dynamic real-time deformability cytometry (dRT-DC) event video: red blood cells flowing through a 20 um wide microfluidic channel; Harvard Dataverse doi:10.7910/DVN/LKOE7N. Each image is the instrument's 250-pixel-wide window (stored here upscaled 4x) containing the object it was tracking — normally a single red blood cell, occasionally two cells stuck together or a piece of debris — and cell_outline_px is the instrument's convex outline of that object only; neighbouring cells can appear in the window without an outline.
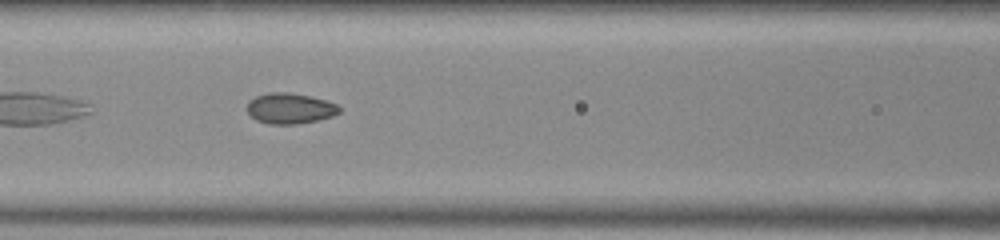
{"species": "common noctule bat (a hibernating species)", "species_latin": "Nyctalus noctula", "temperature_condition": "room temperature", "stored_images_in_passage": 16, "camera_frame_rate_fps": 3000, "um_per_image_px": 0.085, "animal": {"sex": "male", "body_mass_g": 20.0, "forearm_length_mm": 53.3}, "frame": {"image": 1, "passage_image": 7, "time_ms": 2.0, "image_size_px": [1000, 240], "cell_outline_px": [[340, 112], [332, 116], [316, 120], [296, 124], [268, 124], [256, 120], [248, 112], [248, 100], [256, 96], [268, 92], [288, 92], [308, 96], [324, 100], [336, 104], [340, 108]], "centroid_in_image_um": [24.62, 9.21], "position_along_channel_um": 142.0, "area_um2": 16.3}}
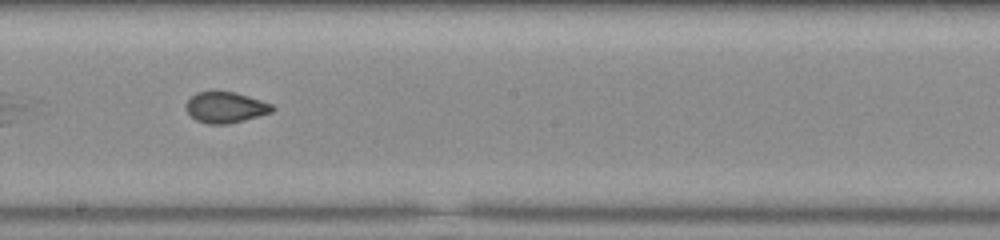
{"frame": {"image": 2, "passage_image": 14, "time_ms": 4.333, "image_size_px": [1000, 240], "cell_outline_px": [[276, 108], [272, 112], [244, 120], [228, 124], [208, 124], [196, 120], [184, 108], [184, 104], [196, 92], [236, 92], [272, 104]], "centroid_in_image_um": [19.16, 9.13], "position_along_channel_um": 229.0, "area_um2": 15.49}}